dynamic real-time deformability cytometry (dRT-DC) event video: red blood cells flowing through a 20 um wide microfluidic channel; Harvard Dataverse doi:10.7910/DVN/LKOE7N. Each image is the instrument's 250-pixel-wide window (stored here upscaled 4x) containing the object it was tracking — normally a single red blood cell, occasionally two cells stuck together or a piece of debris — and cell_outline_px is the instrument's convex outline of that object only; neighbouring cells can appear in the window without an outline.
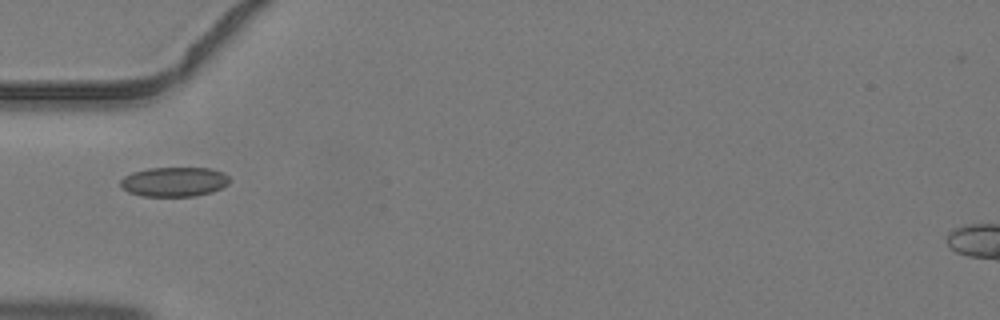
{"species": "common noctule bat (a hibernating species)", "species_latin": "Nyctalus noctula", "temperature_condition": "warm", "stored_images_in_passage": 3, "camera_frame_rate_fps": 3000, "um_per_image_px": 0.085, "animal": {"sex": "male", "body_mass_g": 19.2, "forearm_length_mm": 51.8}, "frame": {"image": 1, "passage_image": 3, "time_ms": 0.667, "image_size_px": [1000, 320], "cell_outline_px": [[228, 184], [212, 192], [196, 196], [144, 196], [128, 192], [120, 188], [120, 180], [124, 176], [132, 172], [148, 168], [208, 168], [224, 172], [228, 176]], "centroid_in_image_um": [14.77, 15.45], "position_along_channel_um": 70.2, "area_um2": 18.84}}